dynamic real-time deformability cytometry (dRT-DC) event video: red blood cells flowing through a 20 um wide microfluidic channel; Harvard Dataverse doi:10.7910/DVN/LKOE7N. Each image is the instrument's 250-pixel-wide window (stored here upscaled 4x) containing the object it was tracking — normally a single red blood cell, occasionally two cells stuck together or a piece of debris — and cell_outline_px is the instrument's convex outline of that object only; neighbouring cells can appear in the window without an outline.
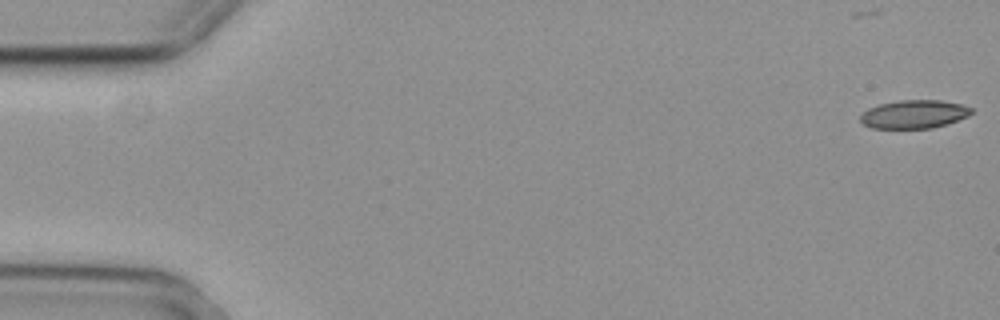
{"species": "common noctule bat (a hibernating species)", "species_latin": "Nyctalus noctula", "temperature_condition": "cold", "stored_images_in_passage": 15, "camera_frame_rate_fps": 3000, "um_per_image_px": 0.085, "animal": {"sex": "female", "body_mass_g": 29.2, "forearm_length_mm": 56.3}, "frame": {"image": 1, "passage_image": 1, "time_ms": 0.0, "image_size_px": [1000, 320], "cell_outline_px": [[972, 112], [968, 116], [948, 124], [932, 128], [872, 128], [864, 124], [860, 120], [860, 116], [868, 108], [880, 104], [900, 100], [940, 100], [960, 104], [972, 108]], "centroid_in_image_um": [77.7, 9.71], "position_along_channel_um": 7.3, "area_um2": 18.26}}